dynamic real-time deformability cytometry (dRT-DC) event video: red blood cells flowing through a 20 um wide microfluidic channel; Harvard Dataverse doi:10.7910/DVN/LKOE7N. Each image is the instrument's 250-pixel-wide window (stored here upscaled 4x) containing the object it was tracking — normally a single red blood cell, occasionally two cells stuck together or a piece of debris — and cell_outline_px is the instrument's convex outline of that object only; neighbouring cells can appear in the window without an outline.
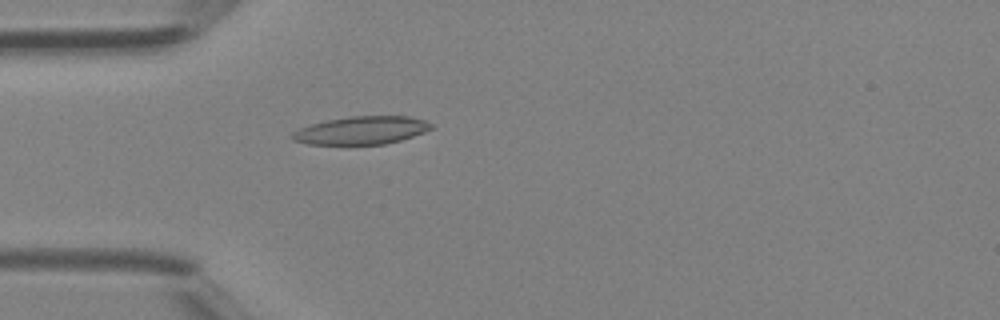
{"species": "Egyptian fruit bat (a non-hibernating species)", "species_latin": "Rousettus aegyptiacus", "temperature_condition": "room temperature", "stored_images_in_passage": 21, "camera_frame_rate_fps": 3000, "um_per_image_px": 0.085, "animal": {"sex": "female"}, "frame": {"image": 1, "passage_image": 1, "time_ms": 0.0, "image_size_px": [1000, 320], "cell_outline_px": [[432, 128], [424, 132], [400, 140], [384, 144], [308, 144], [292, 140], [288, 136], [292, 132], [300, 128], [324, 120], [352, 116], [408, 116], [424, 120], [432, 124]], "centroid_in_image_um": [30.67, 11.08], "position_along_channel_um": 54.3, "area_um2": 22.6}}
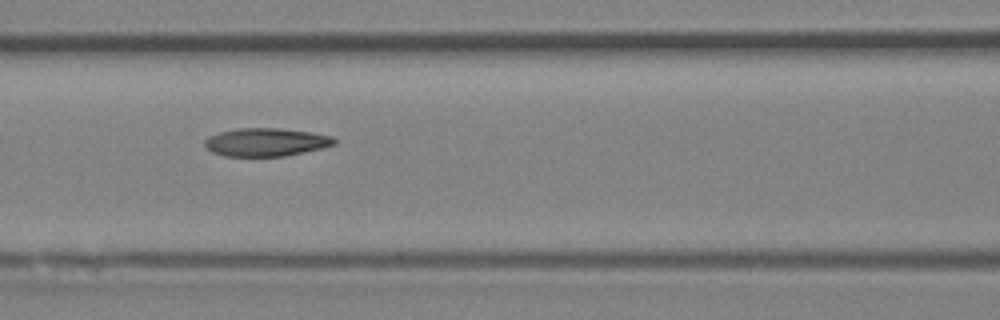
{"frame": {"image": 2, "passage_image": 7, "time_ms": 2.0, "image_size_px": [1000, 320], "cell_outline_px": [[336, 144], [320, 148], [284, 156], [224, 156], [212, 152], [204, 148], [204, 140], [208, 136], [220, 132], [240, 128], [280, 128], [312, 132], [332, 136], [336, 140]], "centroid_in_image_um": [22.57, 12.08], "position_along_channel_um": 144.0, "area_um2": 21.27}}
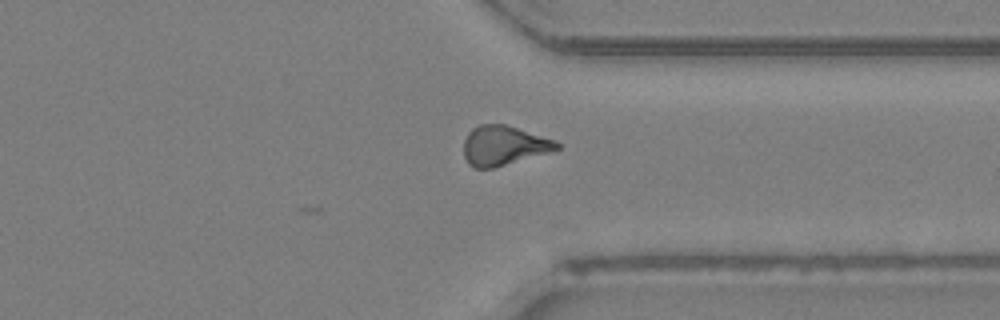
{"frame": {"image": 3, "passage_image": 21, "time_ms": 6.667, "image_size_px": [1000, 320], "cell_outline_px": [[560, 148], [548, 152], [492, 168], [472, 168], [468, 164], [464, 156], [464, 140], [468, 132], [472, 128], [480, 124], [504, 124], [556, 140], [560, 144]], "centroid_in_image_um": [42.78, 12.36], "position_along_channel_um": 368.6, "area_um2": 21.27}}